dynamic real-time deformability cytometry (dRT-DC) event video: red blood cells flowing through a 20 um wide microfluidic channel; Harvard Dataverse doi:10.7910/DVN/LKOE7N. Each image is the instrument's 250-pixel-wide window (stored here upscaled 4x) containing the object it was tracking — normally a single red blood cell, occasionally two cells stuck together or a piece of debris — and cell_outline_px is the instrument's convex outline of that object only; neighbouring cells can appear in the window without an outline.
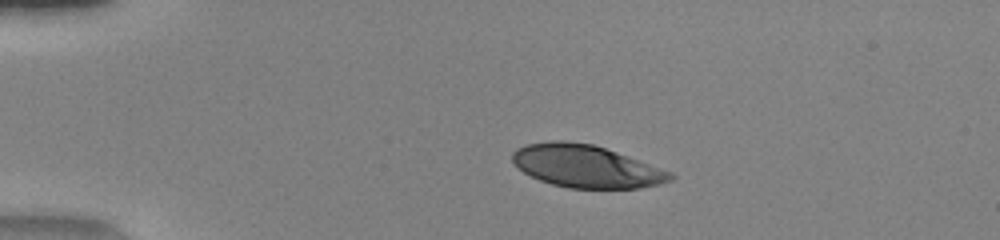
{"species": "human", "species_latin": "Homo sapiens", "temperature_condition": "warm", "stored_images_in_passage": 50, "camera_frame_rate_fps": 3000, "um_per_image_px": 0.085, "donor": {"sex": "female"}, "frame": {"image": 1, "passage_image": 11, "time_ms": 3.333, "image_size_px": [1000, 240], "cell_outline_px": [[676, 176], [672, 180], [660, 184], [640, 188], [568, 188], [552, 184], [540, 180], [524, 172], [512, 160], [512, 152], [516, 148], [524, 144], [552, 140], [564, 140], [592, 144], [616, 152], [672, 172]], "centroid_in_image_um": [49.81, 14.13], "position_along_channel_um": 35.2, "area_um2": 39.02}}
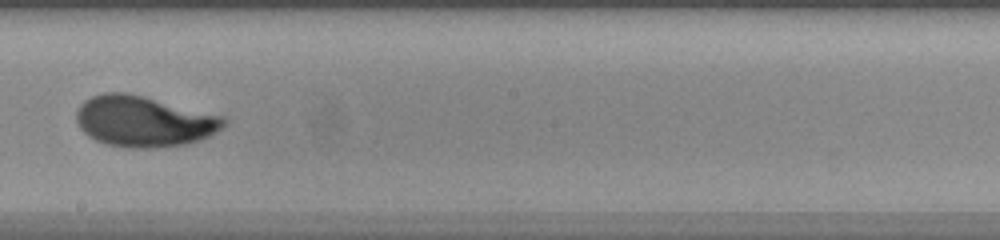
{"frame": {"image": 2, "passage_image": 30, "time_ms": 9.667, "image_size_px": [1000, 240], "cell_outline_px": [[228, 124], [224, 128], [200, 140], [184, 144], [156, 148], [124, 148], [104, 144], [88, 136], [80, 128], [76, 120], [76, 112], [80, 104], [84, 100], [92, 96], [104, 92], [128, 92], [228, 116]], "centroid_in_image_um": [12.27, 10.3], "position_along_channel_um": 235.9, "area_um2": 44.56}}
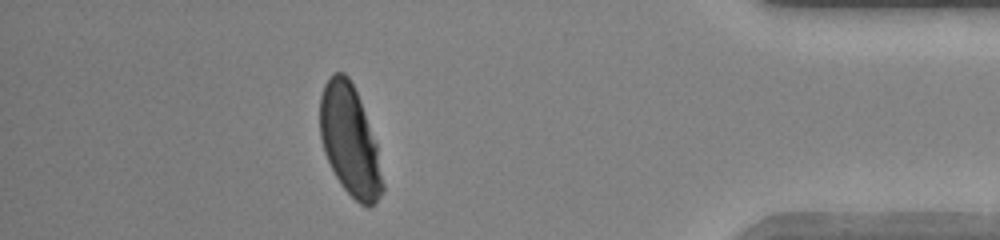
{"frame": {"image": 3, "passage_image": 45, "time_ms": 14.667, "image_size_px": [1000, 240], "cell_outline_px": [[384, 192], [376, 204], [368, 208], [360, 204], [340, 184], [324, 152], [320, 136], [320, 96], [324, 84], [332, 72], [344, 72], [348, 76], [360, 100], [376, 144], [384, 184]], "centroid_in_image_um": [29.73, 11.97], "position_along_channel_um": 405.5, "area_um2": 40.17}, "authors_computed_cell_mechanics": {"area_um2": 41.1825, "velocity_mm_per_s": 4.1194, "shape_relaxation_time_tau1_ms": 4.6679, "shape_relaxation_time_tau2_ms": null, "deformation_change_tau1": 0.232, "deformation_change_tau2": null}}